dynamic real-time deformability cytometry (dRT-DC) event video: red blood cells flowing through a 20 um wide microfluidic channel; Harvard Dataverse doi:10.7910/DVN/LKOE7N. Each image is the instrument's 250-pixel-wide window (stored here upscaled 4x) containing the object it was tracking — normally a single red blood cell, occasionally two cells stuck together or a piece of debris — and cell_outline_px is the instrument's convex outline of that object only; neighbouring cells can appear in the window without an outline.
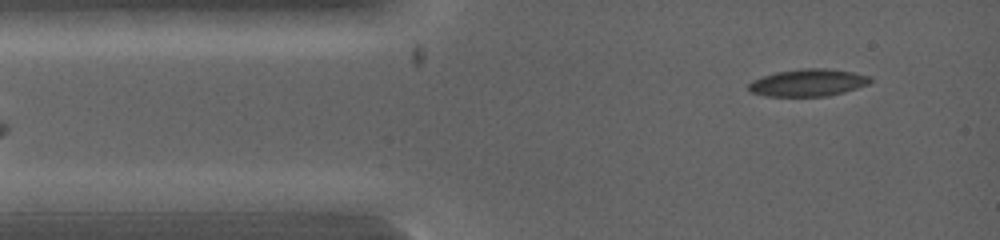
{"species": "common noctule bat (a hibernating species)", "species_latin": "Nyctalus noctula", "temperature_condition": "warm", "stored_images_in_passage": 20, "camera_frame_rate_fps": 5000, "um_per_image_px": 0.085, "animal": {"sex": "female", "body_mass_g": 19.0, "forearm_length_mm": 53.3}, "frame": {"image": 1, "passage_image": 2, "time_ms": 0.4, "image_size_px": [1000, 240], "cell_outline_px": [[872, 80], [868, 84], [844, 92], [824, 96], [768, 96], [752, 92], [748, 88], [748, 84], [752, 80], [760, 76], [776, 72], [800, 68], [824, 68], [852, 72], [868, 76]], "centroid_in_image_um": [68.64, 7.02], "position_along_channel_um": 16.4, "area_um2": 19.19}}
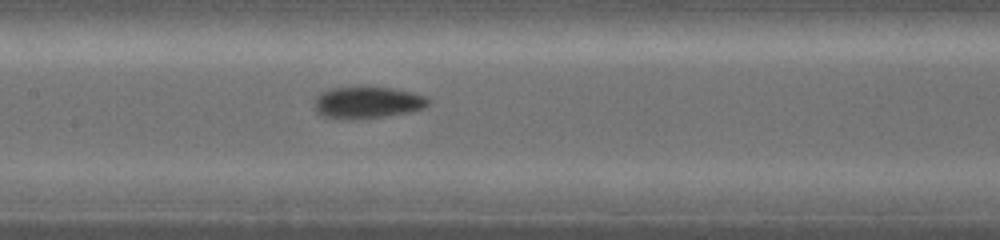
{"frame": {"image": 2, "passage_image": 12, "time_ms": 3.8, "image_size_px": [1000, 240], "cell_outline_px": [[432, 100], [424, 108], [408, 112], [384, 116], [320, 116], [316, 112], [316, 96], [320, 92], [332, 88], [392, 88], [412, 92], [424, 96]], "centroid_in_image_um": [31.28, 8.67], "position_along_channel_um": 176.1, "area_um2": 19.94}}
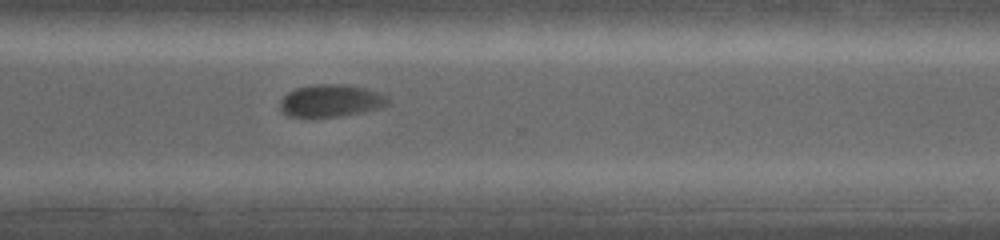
{"frame": {"image": 3, "passage_image": 20, "time_ms": 6.6, "image_size_px": [1000, 240], "cell_outline_px": [[388, 104], [384, 108], [340, 116], [288, 116], [280, 108], [280, 100], [288, 92], [296, 88], [312, 84], [340, 84], [364, 88], [388, 96]], "centroid_in_image_um": [28.14, 8.55], "position_along_channel_um": 342.5, "area_um2": 20.17}}